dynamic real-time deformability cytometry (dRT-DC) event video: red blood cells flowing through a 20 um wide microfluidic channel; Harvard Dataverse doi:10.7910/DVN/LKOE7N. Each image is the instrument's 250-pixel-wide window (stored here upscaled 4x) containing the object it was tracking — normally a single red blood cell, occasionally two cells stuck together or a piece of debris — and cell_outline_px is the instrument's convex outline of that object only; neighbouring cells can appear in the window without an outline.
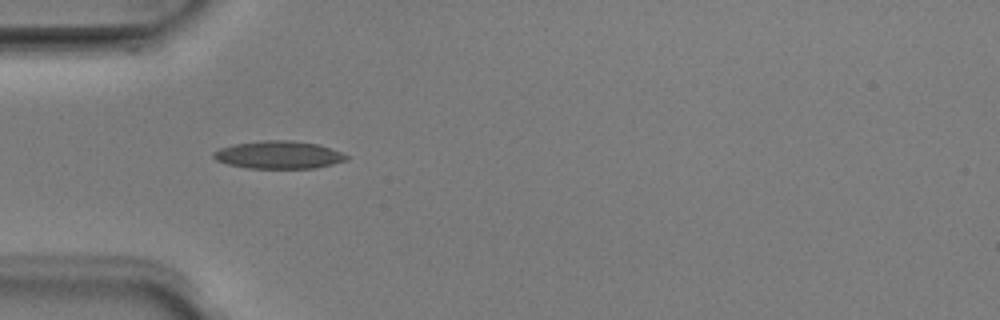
{"species": "Egyptian fruit bat (a non-hibernating species)", "species_latin": "Rousettus aegyptiacus", "temperature_condition": "room temperature", "stored_images_in_passage": 5, "camera_frame_rate_fps": 3000, "um_per_image_px": 0.085, "animal": {"sex": "male"}, "frame": {"image": 1, "passage_image": 3, "time_ms": 0.667, "image_size_px": [1000, 320], "cell_outline_px": [[348, 156], [344, 160], [332, 164], [316, 168], [244, 168], [228, 164], [216, 160], [212, 156], [212, 152], [220, 148], [236, 144], [264, 140], [292, 140], [316, 144], [340, 152]], "centroid_in_image_um": [23.63, 13.17], "position_along_channel_um": 61.4, "area_um2": 21.21}}
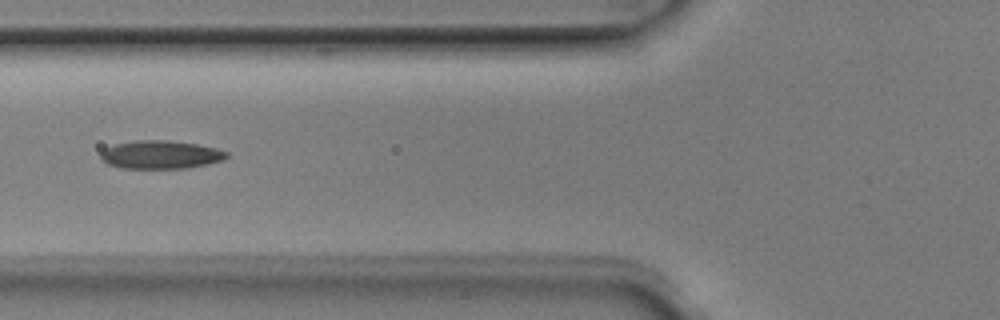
{"frame": {"image": 2, "passage_image": 4, "time_ms": 1.0, "image_size_px": [1000, 320], "cell_outline_px": [[228, 156], [224, 160], [208, 164], [188, 168], [120, 168], [108, 164], [100, 160], [100, 152], [104, 148], [116, 144], [136, 140], [168, 140], [196, 144], [216, 148], [228, 152]], "centroid_in_image_um": [13.64, 13.15], "position_along_channel_um": 112.2, "area_um2": 20.87}}
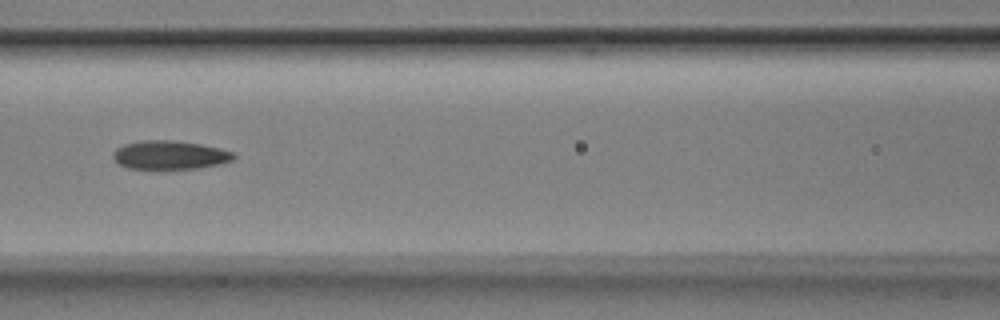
{"frame": {"image": 3, "passage_image": 5, "time_ms": 1.333, "image_size_px": [1000, 320], "cell_outline_px": [[236, 156], [232, 160], [220, 164], [200, 168], [164, 172], [152, 172], [128, 168], [120, 164], [112, 156], [112, 152], [116, 148], [124, 144], [140, 140], [172, 140], [200, 144], [220, 148], [232, 152]], "centroid_in_image_um": [14.39, 13.23], "position_along_channel_um": 152.2, "area_um2": 21.21}}